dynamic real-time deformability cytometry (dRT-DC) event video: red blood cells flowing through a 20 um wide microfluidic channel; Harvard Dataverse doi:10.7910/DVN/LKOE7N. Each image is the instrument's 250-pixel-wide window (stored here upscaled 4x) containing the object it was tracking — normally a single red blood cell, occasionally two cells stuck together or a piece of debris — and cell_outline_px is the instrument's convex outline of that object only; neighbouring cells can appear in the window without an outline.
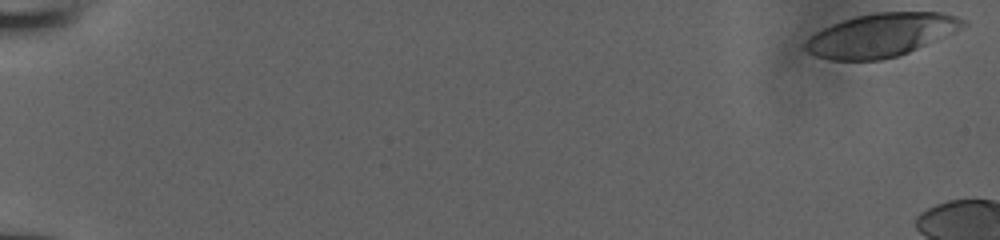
{"species": "human", "species_latin": "Homo sapiens", "temperature_condition": "room temperature", "stored_images_in_passage": 10, "camera_frame_rate_fps": 3000, "um_per_image_px": 0.085, "donor": {"sex": "male"}, "frame": {"image": 1, "passage_image": 1, "time_ms": 0.0, "image_size_px": [1000, 240], "cell_outline_px": [[968, 24], [952, 32], [908, 52], [896, 56], [880, 60], [832, 60], [816, 56], [808, 52], [804, 48], [804, 44], [816, 32], [832, 24], [856, 16], [876, 12], [940, 12], [956, 16], [968, 20]], "centroid_in_image_um": [74.89, 2.97], "position_along_channel_um": 10.1, "area_um2": 39.3}}